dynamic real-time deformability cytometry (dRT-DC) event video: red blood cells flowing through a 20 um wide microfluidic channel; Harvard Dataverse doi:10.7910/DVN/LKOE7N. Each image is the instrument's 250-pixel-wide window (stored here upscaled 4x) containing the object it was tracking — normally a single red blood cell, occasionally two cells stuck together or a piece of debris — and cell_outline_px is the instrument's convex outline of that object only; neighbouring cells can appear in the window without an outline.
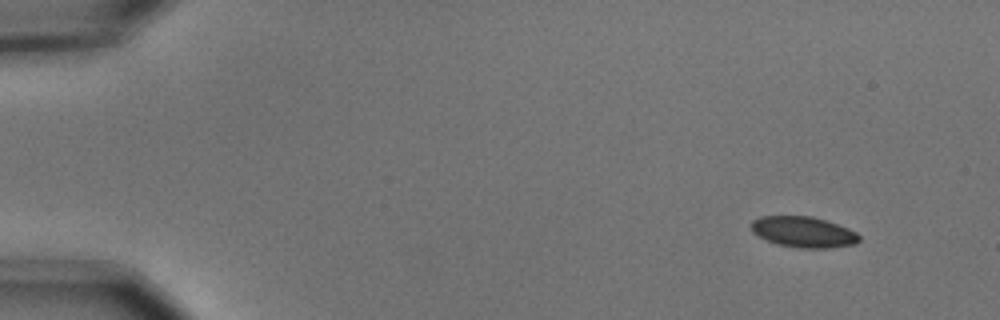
{"species": "common noctule bat (a hibernating species)", "species_latin": "Nyctalus noctula", "temperature_condition": "cold", "stored_images_in_passage": 7, "camera_frame_rate_fps": 3000, "um_per_image_px": 0.085, "animal": {"sex": "male", "body_mass_g": 15.6}, "frame": {"image": 1, "passage_image": 1, "time_ms": 0.0, "image_size_px": [1000, 320], "cell_outline_px": [[860, 240], [856, 244], [828, 248], [800, 248], [780, 244], [768, 240], [752, 232], [752, 220], [760, 216], [812, 216], [848, 228], [856, 232], [860, 236]], "centroid_in_image_um": [68.32, 19.71], "position_along_channel_um": 16.7, "area_um2": 19.19}}
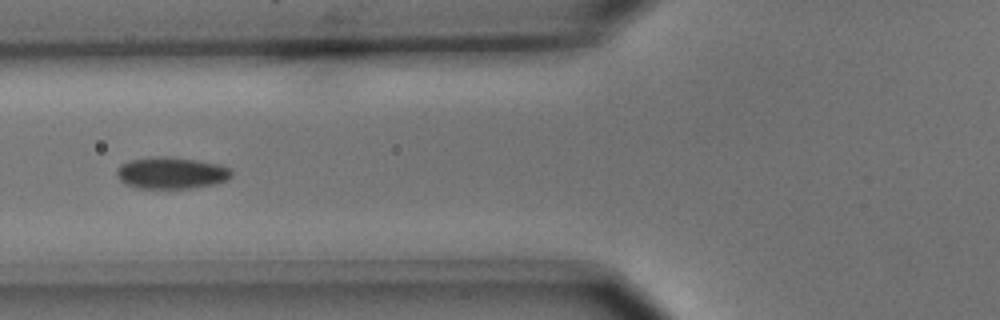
{"frame": {"image": 2, "passage_image": 5, "time_ms": 1.333, "image_size_px": [1000, 320], "cell_outline_px": [[232, 176], [228, 180], [212, 184], [188, 188], [136, 188], [124, 184], [116, 176], [116, 172], [120, 164], [132, 160], [156, 156], [168, 156], [196, 160], [220, 164], [228, 168], [232, 172]], "centroid_in_image_um": [14.54, 14.7], "position_along_channel_um": 111.3, "area_um2": 21.21}}
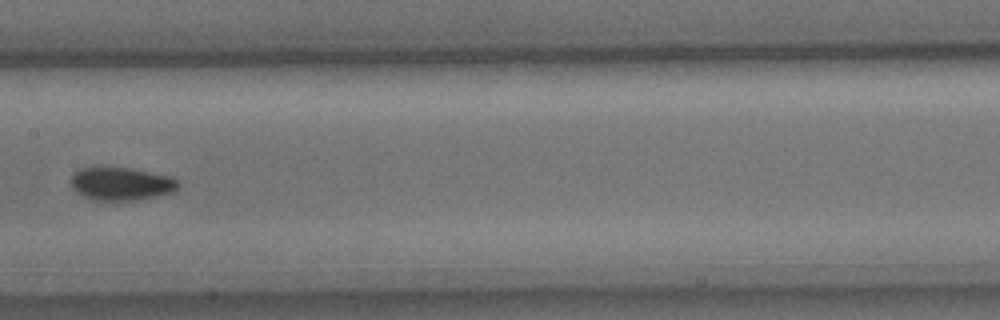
{"frame": {"image": 3, "passage_image": 7, "time_ms": 2.0, "image_size_px": [1000, 320], "cell_outline_px": [[180, 184], [172, 192], [156, 196], [132, 200], [92, 200], [84, 196], [72, 188], [72, 176], [80, 168], [96, 164], [104, 164], [132, 168], [172, 176], [180, 180]], "centroid_in_image_um": [10.29, 15.56], "position_along_channel_um": 197.1, "area_um2": 21.33}}